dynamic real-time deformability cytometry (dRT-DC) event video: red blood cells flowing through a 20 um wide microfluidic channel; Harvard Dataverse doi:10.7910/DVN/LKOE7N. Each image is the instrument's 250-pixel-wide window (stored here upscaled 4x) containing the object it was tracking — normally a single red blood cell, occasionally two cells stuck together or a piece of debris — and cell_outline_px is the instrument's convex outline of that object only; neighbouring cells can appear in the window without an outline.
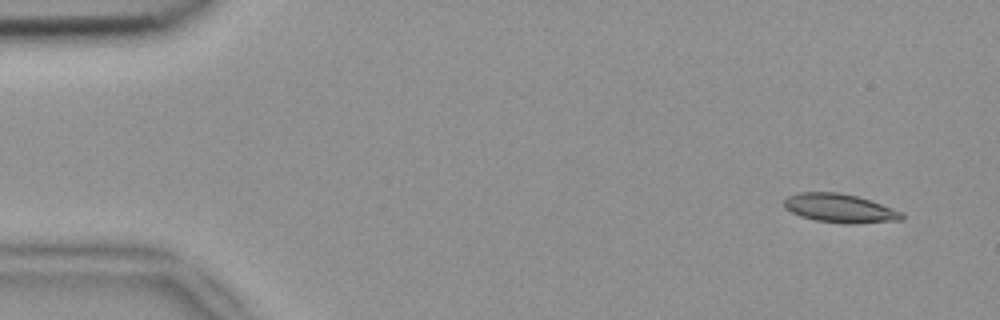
{"species": "common noctule bat (a hibernating species)", "species_latin": "Nyctalus noctula", "temperature_condition": "room temperature", "stored_images_in_passage": 7, "camera_frame_rate_fps": 3000, "um_per_image_px": 0.085, "animal": {"sex": "female", "body_mass_g": 18.4}, "frame": {"image": 1, "passage_image": 1, "time_ms": 0.0, "image_size_px": [1000, 320], "cell_outline_px": [[904, 220], [856, 224], [844, 224], [816, 220], [800, 216], [784, 208], [784, 200], [788, 196], [800, 192], [840, 192], [872, 200], [904, 212]], "centroid_in_image_um": [71.44, 17.71], "position_along_channel_um": 13.6, "area_um2": 20.06}}
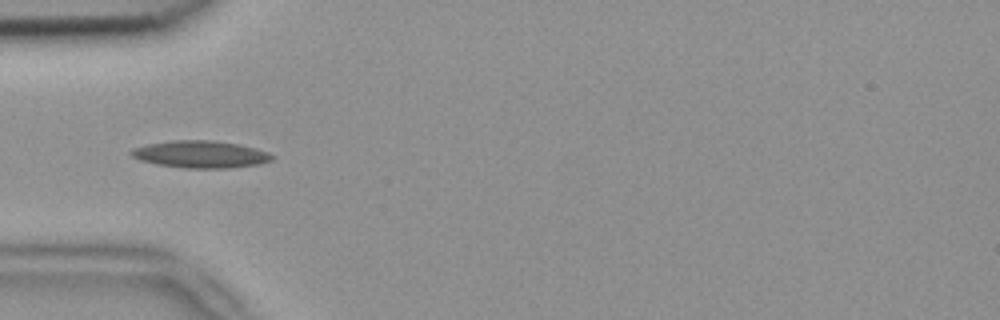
{"frame": {"image": 2, "passage_image": 5, "time_ms": 1.333, "image_size_px": [1000, 320], "cell_outline_px": [[276, 156], [272, 160], [260, 164], [228, 168], [184, 168], [156, 164], [140, 160], [132, 156], [128, 152], [132, 148], [148, 144], [172, 140], [212, 140], [236, 144], [256, 148], [268, 152]], "centroid_in_image_um": [17.05, 13.12], "position_along_channel_um": 68.0, "area_um2": 22.37}}